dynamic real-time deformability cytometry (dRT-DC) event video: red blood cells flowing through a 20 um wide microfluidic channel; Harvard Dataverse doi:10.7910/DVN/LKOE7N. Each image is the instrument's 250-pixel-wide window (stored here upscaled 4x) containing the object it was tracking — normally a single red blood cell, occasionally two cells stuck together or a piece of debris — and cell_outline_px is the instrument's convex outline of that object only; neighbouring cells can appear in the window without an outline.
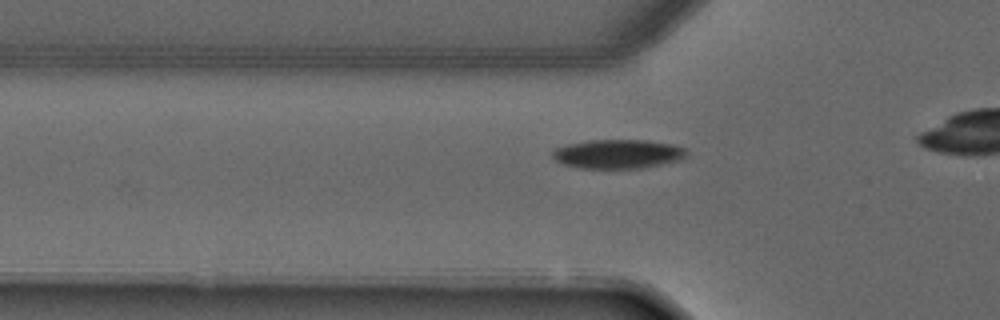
{"species": "common noctule bat (a hibernating species)", "species_latin": "Nyctalus noctula", "temperature_condition": "warm", "stored_images_in_passage": 5, "camera_frame_rate_fps": 3000, "um_per_image_px": 0.085, "animal": {"sex": "male", "forearm_length_mm": 52.5}, "frame": {"image": 1, "passage_image": 4, "time_ms": 6.667, "image_size_px": [1000, 320], "cell_outline_px": [[688, 152], [680, 160], [640, 168], [580, 168], [564, 164], [556, 160], [552, 156], [552, 152], [556, 148], [568, 144], [588, 140], [648, 140], [672, 144], [684, 148]], "centroid_in_image_um": [52.52, 13.08], "position_along_channel_um": 73.3, "area_um2": 22.54}}